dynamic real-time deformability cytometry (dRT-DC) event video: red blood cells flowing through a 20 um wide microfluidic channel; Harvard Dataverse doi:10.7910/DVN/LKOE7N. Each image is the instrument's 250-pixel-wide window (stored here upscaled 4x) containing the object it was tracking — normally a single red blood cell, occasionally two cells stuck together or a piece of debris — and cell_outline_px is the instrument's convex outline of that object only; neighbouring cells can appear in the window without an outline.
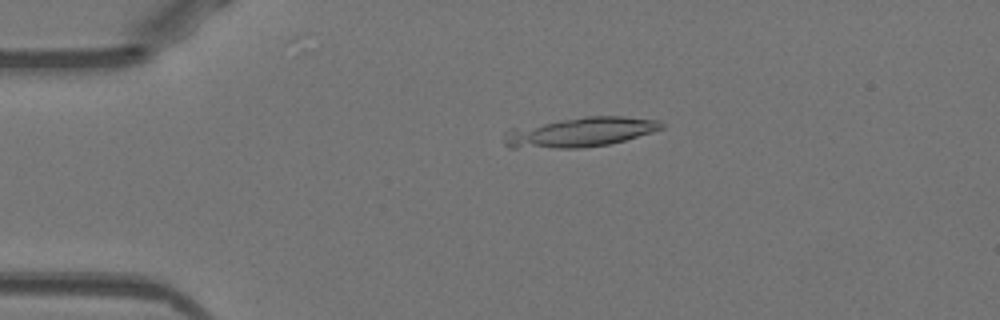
{"species": "Egyptian fruit bat (a non-hibernating species)", "species_latin": "Rousettus aegyptiacus", "temperature_condition": "warm", "stored_images_in_passage": 19, "camera_frame_rate_fps": 3000, "um_per_image_px": 0.085, "animal": {"sex": "female"}, "frame": {"image": 1, "passage_image": 11, "time_ms": 3.333, "image_size_px": [1000, 320], "cell_outline_px": [[664, 128], [652, 132], [624, 140], [608, 144], [580, 148], [508, 148], [504, 144], [504, 132], [512, 128], [584, 116], [624, 116], [660, 120], [664, 124]], "centroid_in_image_um": [49.3, 11.23], "position_along_channel_um": 35.7, "area_um2": 27.22}}
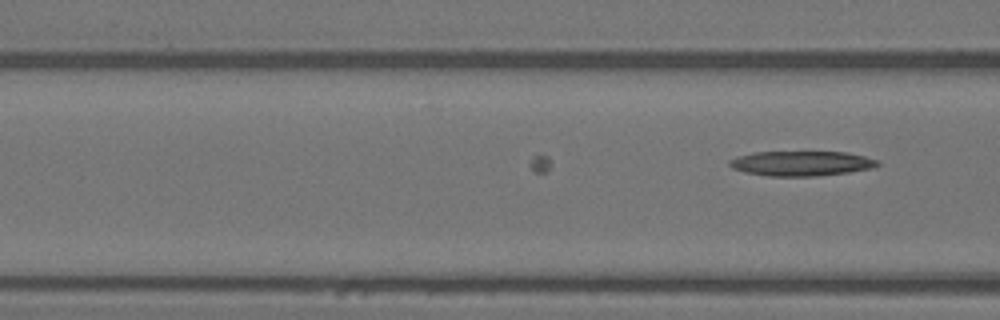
{"frame": {"image": 2, "passage_image": 19, "time_ms": 6.0, "image_size_px": [1000, 320], "cell_outline_px": [[880, 164], [872, 168], [848, 172], [816, 176], [768, 176], [744, 172], [732, 168], [728, 164], [728, 160], [736, 156], [752, 152], [848, 152], [864, 156], [876, 160]], "centroid_in_image_um": [68.06, 13.89], "position_along_channel_um": 98.5, "area_um2": 21.5}}